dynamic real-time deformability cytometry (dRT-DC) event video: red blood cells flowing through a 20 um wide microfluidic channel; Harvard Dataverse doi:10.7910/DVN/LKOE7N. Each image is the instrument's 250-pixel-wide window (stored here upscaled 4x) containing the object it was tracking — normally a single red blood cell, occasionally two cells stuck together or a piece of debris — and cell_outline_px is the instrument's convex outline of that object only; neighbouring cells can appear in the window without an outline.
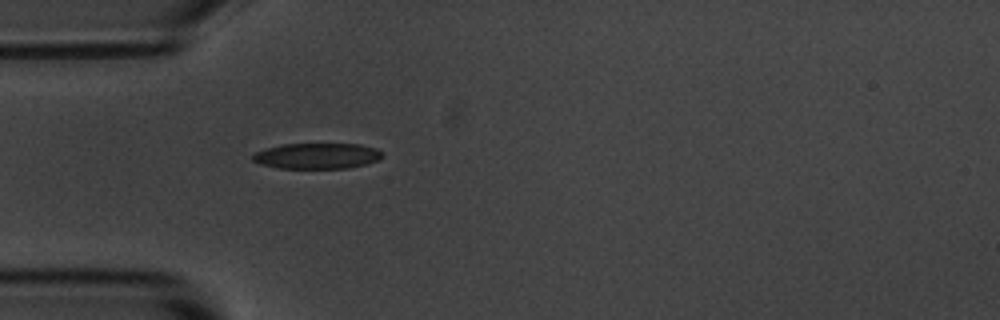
{"species": "common noctule bat (a hibernating species)", "species_latin": "Nyctalus noctula", "temperature_condition": "room temperature", "stored_images_in_passage": 3, "camera_frame_rate_fps": 3000, "um_per_image_px": 0.085, "animal": {"sex": "male", "body_mass_g": 20.1, "forearm_length_mm": 53.5}, "frame": {"image": 1, "passage_image": 3, "time_ms": 3.333, "image_size_px": [1000, 320], "cell_outline_px": [[384, 156], [380, 160], [348, 168], [280, 168], [260, 164], [252, 160], [252, 152], [264, 148], [284, 144], [360, 144], [376, 148], [384, 152]], "centroid_in_image_um": [26.95, 13.24], "position_along_channel_um": 58.0, "area_um2": 19.65}}